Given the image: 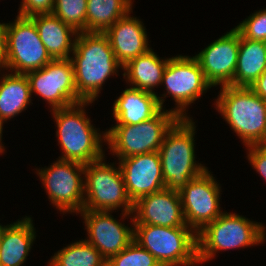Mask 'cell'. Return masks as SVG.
Masks as SVG:
<instances>
[{
  "mask_svg": "<svg viewBox=\"0 0 266 266\" xmlns=\"http://www.w3.org/2000/svg\"><path fill=\"white\" fill-rule=\"evenodd\" d=\"M71 55L77 95L83 101L97 100L106 79L123 69L104 33L79 32Z\"/></svg>",
  "mask_w": 266,
  "mask_h": 266,
  "instance_id": "6da1fadb",
  "label": "cell"
},
{
  "mask_svg": "<svg viewBox=\"0 0 266 266\" xmlns=\"http://www.w3.org/2000/svg\"><path fill=\"white\" fill-rule=\"evenodd\" d=\"M91 103L93 101H83L69 107L51 110L58 128L56 137L63 150V155L59 159L85 165L105 156L101 143L103 140L105 142L106 134L99 133L85 112V106Z\"/></svg>",
  "mask_w": 266,
  "mask_h": 266,
  "instance_id": "7a4b0ae2",
  "label": "cell"
},
{
  "mask_svg": "<svg viewBox=\"0 0 266 266\" xmlns=\"http://www.w3.org/2000/svg\"><path fill=\"white\" fill-rule=\"evenodd\" d=\"M215 106L246 147L266 145V101L249 87L221 86Z\"/></svg>",
  "mask_w": 266,
  "mask_h": 266,
  "instance_id": "3957f363",
  "label": "cell"
},
{
  "mask_svg": "<svg viewBox=\"0 0 266 266\" xmlns=\"http://www.w3.org/2000/svg\"><path fill=\"white\" fill-rule=\"evenodd\" d=\"M195 130L191 117L180 118L167 132L158 150L165 188L169 190L179 192L190 180L208 169L196 163Z\"/></svg>",
  "mask_w": 266,
  "mask_h": 266,
  "instance_id": "277c9868",
  "label": "cell"
},
{
  "mask_svg": "<svg viewBox=\"0 0 266 266\" xmlns=\"http://www.w3.org/2000/svg\"><path fill=\"white\" fill-rule=\"evenodd\" d=\"M265 228L242 215L223 212L197 233L198 263L213 259L218 251L262 244Z\"/></svg>",
  "mask_w": 266,
  "mask_h": 266,
  "instance_id": "5b68a950",
  "label": "cell"
},
{
  "mask_svg": "<svg viewBox=\"0 0 266 266\" xmlns=\"http://www.w3.org/2000/svg\"><path fill=\"white\" fill-rule=\"evenodd\" d=\"M134 241L145 248L161 266L198 265L197 233L190 227L133 224Z\"/></svg>",
  "mask_w": 266,
  "mask_h": 266,
  "instance_id": "8992f818",
  "label": "cell"
},
{
  "mask_svg": "<svg viewBox=\"0 0 266 266\" xmlns=\"http://www.w3.org/2000/svg\"><path fill=\"white\" fill-rule=\"evenodd\" d=\"M101 159L85 164L83 210L111 212L121 207L122 217H133V203L128 197L118 164ZM132 215V216H131Z\"/></svg>",
  "mask_w": 266,
  "mask_h": 266,
  "instance_id": "52a82bcc",
  "label": "cell"
},
{
  "mask_svg": "<svg viewBox=\"0 0 266 266\" xmlns=\"http://www.w3.org/2000/svg\"><path fill=\"white\" fill-rule=\"evenodd\" d=\"M180 117L172 110L162 109L150 120L136 125H115L106 130L105 142L112 155L128 158L160 149L165 135Z\"/></svg>",
  "mask_w": 266,
  "mask_h": 266,
  "instance_id": "ba28073f",
  "label": "cell"
},
{
  "mask_svg": "<svg viewBox=\"0 0 266 266\" xmlns=\"http://www.w3.org/2000/svg\"><path fill=\"white\" fill-rule=\"evenodd\" d=\"M4 34L5 69L16 74L39 70L53 59L42 43L34 21L17 15L14 22L1 23ZM14 71V72H13Z\"/></svg>",
  "mask_w": 266,
  "mask_h": 266,
  "instance_id": "9c48e42d",
  "label": "cell"
},
{
  "mask_svg": "<svg viewBox=\"0 0 266 266\" xmlns=\"http://www.w3.org/2000/svg\"><path fill=\"white\" fill-rule=\"evenodd\" d=\"M167 92L160 97L156 95L160 107L163 109L166 94L176 102L175 109H171L180 118H188L186 108L194 103L205 91L212 87L206 80L204 73L193 56H175L168 60L161 85Z\"/></svg>",
  "mask_w": 266,
  "mask_h": 266,
  "instance_id": "30bf717a",
  "label": "cell"
},
{
  "mask_svg": "<svg viewBox=\"0 0 266 266\" xmlns=\"http://www.w3.org/2000/svg\"><path fill=\"white\" fill-rule=\"evenodd\" d=\"M85 165L57 159L50 167L37 170L49 201L63 214L80 213L84 206Z\"/></svg>",
  "mask_w": 266,
  "mask_h": 266,
  "instance_id": "8fae6325",
  "label": "cell"
},
{
  "mask_svg": "<svg viewBox=\"0 0 266 266\" xmlns=\"http://www.w3.org/2000/svg\"><path fill=\"white\" fill-rule=\"evenodd\" d=\"M31 94L47 101L51 110L69 107L83 100L77 95L71 59H53L39 70L26 73Z\"/></svg>",
  "mask_w": 266,
  "mask_h": 266,
  "instance_id": "7c38bea8",
  "label": "cell"
},
{
  "mask_svg": "<svg viewBox=\"0 0 266 266\" xmlns=\"http://www.w3.org/2000/svg\"><path fill=\"white\" fill-rule=\"evenodd\" d=\"M212 175L207 169L179 191L185 223L196 233L223 213L221 187Z\"/></svg>",
  "mask_w": 266,
  "mask_h": 266,
  "instance_id": "4fadbf2b",
  "label": "cell"
},
{
  "mask_svg": "<svg viewBox=\"0 0 266 266\" xmlns=\"http://www.w3.org/2000/svg\"><path fill=\"white\" fill-rule=\"evenodd\" d=\"M239 43L240 32L233 28L194 56L212 87L233 82Z\"/></svg>",
  "mask_w": 266,
  "mask_h": 266,
  "instance_id": "5bb4252c",
  "label": "cell"
},
{
  "mask_svg": "<svg viewBox=\"0 0 266 266\" xmlns=\"http://www.w3.org/2000/svg\"><path fill=\"white\" fill-rule=\"evenodd\" d=\"M87 242L93 245L108 261L134 240V228L113 218L110 212L82 210Z\"/></svg>",
  "mask_w": 266,
  "mask_h": 266,
  "instance_id": "9a60e30c",
  "label": "cell"
},
{
  "mask_svg": "<svg viewBox=\"0 0 266 266\" xmlns=\"http://www.w3.org/2000/svg\"><path fill=\"white\" fill-rule=\"evenodd\" d=\"M118 160L126 191L132 203L165 188L158 151Z\"/></svg>",
  "mask_w": 266,
  "mask_h": 266,
  "instance_id": "2e32d148",
  "label": "cell"
},
{
  "mask_svg": "<svg viewBox=\"0 0 266 266\" xmlns=\"http://www.w3.org/2000/svg\"><path fill=\"white\" fill-rule=\"evenodd\" d=\"M133 224L162 227H188L185 223L180 194L164 188L133 203Z\"/></svg>",
  "mask_w": 266,
  "mask_h": 266,
  "instance_id": "e0dca14e",
  "label": "cell"
},
{
  "mask_svg": "<svg viewBox=\"0 0 266 266\" xmlns=\"http://www.w3.org/2000/svg\"><path fill=\"white\" fill-rule=\"evenodd\" d=\"M131 12L132 10L104 32L115 58L122 66L151 49L143 22L137 17H131Z\"/></svg>",
  "mask_w": 266,
  "mask_h": 266,
  "instance_id": "ac0fdd59",
  "label": "cell"
},
{
  "mask_svg": "<svg viewBox=\"0 0 266 266\" xmlns=\"http://www.w3.org/2000/svg\"><path fill=\"white\" fill-rule=\"evenodd\" d=\"M156 95L132 87L126 88L113 103L116 125H136L156 116L162 110Z\"/></svg>",
  "mask_w": 266,
  "mask_h": 266,
  "instance_id": "d6986e66",
  "label": "cell"
},
{
  "mask_svg": "<svg viewBox=\"0 0 266 266\" xmlns=\"http://www.w3.org/2000/svg\"><path fill=\"white\" fill-rule=\"evenodd\" d=\"M31 217H24L6 225L0 235V263L3 266H21L26 262L36 232Z\"/></svg>",
  "mask_w": 266,
  "mask_h": 266,
  "instance_id": "ffe728a7",
  "label": "cell"
},
{
  "mask_svg": "<svg viewBox=\"0 0 266 266\" xmlns=\"http://www.w3.org/2000/svg\"><path fill=\"white\" fill-rule=\"evenodd\" d=\"M30 18L34 21L39 37L51 58L70 59L78 32L53 13L36 14Z\"/></svg>",
  "mask_w": 266,
  "mask_h": 266,
  "instance_id": "44dd1931",
  "label": "cell"
},
{
  "mask_svg": "<svg viewBox=\"0 0 266 266\" xmlns=\"http://www.w3.org/2000/svg\"><path fill=\"white\" fill-rule=\"evenodd\" d=\"M169 59H161L150 49L123 66L124 79L132 88L156 94L154 87L161 84Z\"/></svg>",
  "mask_w": 266,
  "mask_h": 266,
  "instance_id": "7402d4cb",
  "label": "cell"
},
{
  "mask_svg": "<svg viewBox=\"0 0 266 266\" xmlns=\"http://www.w3.org/2000/svg\"><path fill=\"white\" fill-rule=\"evenodd\" d=\"M266 70V42L244 38L240 34L233 87H250Z\"/></svg>",
  "mask_w": 266,
  "mask_h": 266,
  "instance_id": "603a6c76",
  "label": "cell"
},
{
  "mask_svg": "<svg viewBox=\"0 0 266 266\" xmlns=\"http://www.w3.org/2000/svg\"><path fill=\"white\" fill-rule=\"evenodd\" d=\"M0 78V117L6 122L27 109L32 94L26 74L3 73Z\"/></svg>",
  "mask_w": 266,
  "mask_h": 266,
  "instance_id": "cb8c5ba5",
  "label": "cell"
},
{
  "mask_svg": "<svg viewBox=\"0 0 266 266\" xmlns=\"http://www.w3.org/2000/svg\"><path fill=\"white\" fill-rule=\"evenodd\" d=\"M132 0H87L86 32L104 33L132 10Z\"/></svg>",
  "mask_w": 266,
  "mask_h": 266,
  "instance_id": "d4e9b609",
  "label": "cell"
},
{
  "mask_svg": "<svg viewBox=\"0 0 266 266\" xmlns=\"http://www.w3.org/2000/svg\"><path fill=\"white\" fill-rule=\"evenodd\" d=\"M49 266H107V260L89 242L77 241L58 250Z\"/></svg>",
  "mask_w": 266,
  "mask_h": 266,
  "instance_id": "484cf974",
  "label": "cell"
},
{
  "mask_svg": "<svg viewBox=\"0 0 266 266\" xmlns=\"http://www.w3.org/2000/svg\"><path fill=\"white\" fill-rule=\"evenodd\" d=\"M87 0H55L52 13L75 31L86 32Z\"/></svg>",
  "mask_w": 266,
  "mask_h": 266,
  "instance_id": "4316f807",
  "label": "cell"
},
{
  "mask_svg": "<svg viewBox=\"0 0 266 266\" xmlns=\"http://www.w3.org/2000/svg\"><path fill=\"white\" fill-rule=\"evenodd\" d=\"M107 266H161L145 248L132 241L120 253L107 261Z\"/></svg>",
  "mask_w": 266,
  "mask_h": 266,
  "instance_id": "83f0119b",
  "label": "cell"
},
{
  "mask_svg": "<svg viewBox=\"0 0 266 266\" xmlns=\"http://www.w3.org/2000/svg\"><path fill=\"white\" fill-rule=\"evenodd\" d=\"M235 28L244 38L266 42V9L250 14Z\"/></svg>",
  "mask_w": 266,
  "mask_h": 266,
  "instance_id": "f1b7e54d",
  "label": "cell"
},
{
  "mask_svg": "<svg viewBox=\"0 0 266 266\" xmlns=\"http://www.w3.org/2000/svg\"><path fill=\"white\" fill-rule=\"evenodd\" d=\"M54 1L55 0H22L18 15L30 17L36 14L52 13Z\"/></svg>",
  "mask_w": 266,
  "mask_h": 266,
  "instance_id": "f546056e",
  "label": "cell"
},
{
  "mask_svg": "<svg viewBox=\"0 0 266 266\" xmlns=\"http://www.w3.org/2000/svg\"><path fill=\"white\" fill-rule=\"evenodd\" d=\"M247 148L250 164L266 180V145H252Z\"/></svg>",
  "mask_w": 266,
  "mask_h": 266,
  "instance_id": "4dcf8cb0",
  "label": "cell"
},
{
  "mask_svg": "<svg viewBox=\"0 0 266 266\" xmlns=\"http://www.w3.org/2000/svg\"><path fill=\"white\" fill-rule=\"evenodd\" d=\"M255 94L266 101V70L249 87Z\"/></svg>",
  "mask_w": 266,
  "mask_h": 266,
  "instance_id": "1f68e13d",
  "label": "cell"
},
{
  "mask_svg": "<svg viewBox=\"0 0 266 266\" xmlns=\"http://www.w3.org/2000/svg\"><path fill=\"white\" fill-rule=\"evenodd\" d=\"M0 68L1 70L5 67V56H4V34H3V27L0 23ZM0 70V71H1Z\"/></svg>",
  "mask_w": 266,
  "mask_h": 266,
  "instance_id": "d6a6232c",
  "label": "cell"
},
{
  "mask_svg": "<svg viewBox=\"0 0 266 266\" xmlns=\"http://www.w3.org/2000/svg\"><path fill=\"white\" fill-rule=\"evenodd\" d=\"M4 120L0 117V154L4 153L5 149H4V145L2 144V132H3V124H4Z\"/></svg>",
  "mask_w": 266,
  "mask_h": 266,
  "instance_id": "836d02e7",
  "label": "cell"
},
{
  "mask_svg": "<svg viewBox=\"0 0 266 266\" xmlns=\"http://www.w3.org/2000/svg\"><path fill=\"white\" fill-rule=\"evenodd\" d=\"M4 227H5V225L3 226L2 224H0V235H1V232H2Z\"/></svg>",
  "mask_w": 266,
  "mask_h": 266,
  "instance_id": "e575fe53",
  "label": "cell"
}]
</instances>
